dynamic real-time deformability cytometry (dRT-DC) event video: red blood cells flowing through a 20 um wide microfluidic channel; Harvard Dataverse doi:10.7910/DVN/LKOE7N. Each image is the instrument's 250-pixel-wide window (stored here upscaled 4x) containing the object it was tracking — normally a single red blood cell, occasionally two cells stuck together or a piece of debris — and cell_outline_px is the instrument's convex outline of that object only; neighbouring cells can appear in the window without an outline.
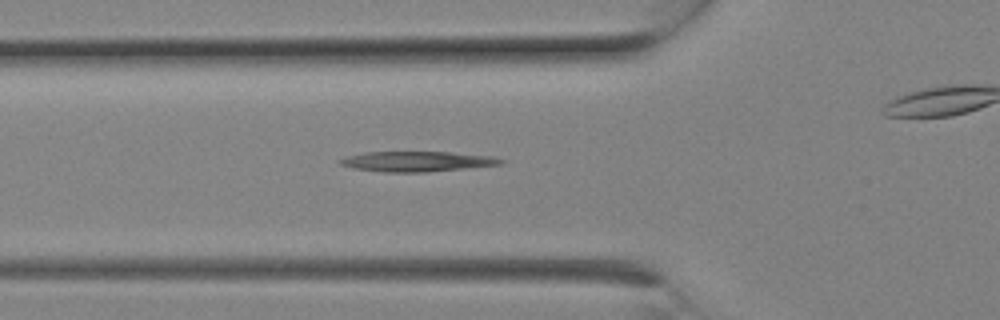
{"species": "Egyptian fruit bat (a non-hibernating species)", "species_latin": "Rousettus aegyptiacus", "temperature_condition": "room temperature", "stored_images_in_passage": 4, "camera_frame_rate_fps": 3000, "um_per_image_px": 0.085, "animal": {"sex": "female"}, "frame": {"image": 1, "passage_image": 3, "time_ms": 0.667, "image_size_px": [1000, 320], "cell_outline_px": [[508, 160], [504, 164], [428, 172], [384, 172], [352, 168], [340, 164], [336, 160], [348, 156], [364, 152], [448, 152], [492, 156]], "centroid_in_image_um": [35.47, 13.72], "position_along_channel_um": 90.3, "area_um2": 19.02}}